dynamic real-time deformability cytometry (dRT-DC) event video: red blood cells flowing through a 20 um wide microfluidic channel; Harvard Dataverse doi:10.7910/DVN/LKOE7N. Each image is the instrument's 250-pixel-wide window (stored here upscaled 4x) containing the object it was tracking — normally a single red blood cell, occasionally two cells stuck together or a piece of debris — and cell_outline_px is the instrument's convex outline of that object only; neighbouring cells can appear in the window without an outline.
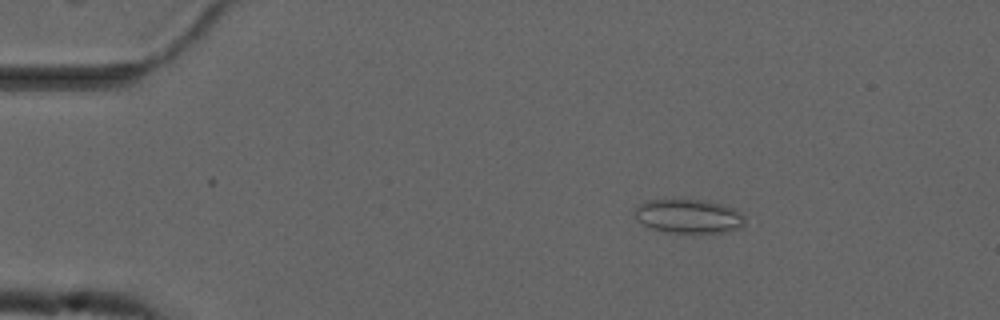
{"species": "common noctule bat (a hibernating species)", "species_latin": "Nyctalus noctula", "temperature_condition": "cold", "stored_images_in_passage": 55, "camera_frame_rate_fps": 3000, "um_per_image_px": 0.085, "animal": {"sex": "male", "forearm_length_mm": 52.5}, "frame": {"image": 1, "passage_image": 9, "time_ms": 2.667, "image_size_px": [1000, 320], "cell_outline_px": [[748, 216], [744, 224], [740, 228], [728, 232], [668, 232], [652, 228], [640, 224], [632, 212], [644, 200], [700, 200], [724, 204], [736, 208]], "centroid_in_image_um": [58.58, 18.37], "position_along_channel_um": 26.4, "area_um2": 22.14}}
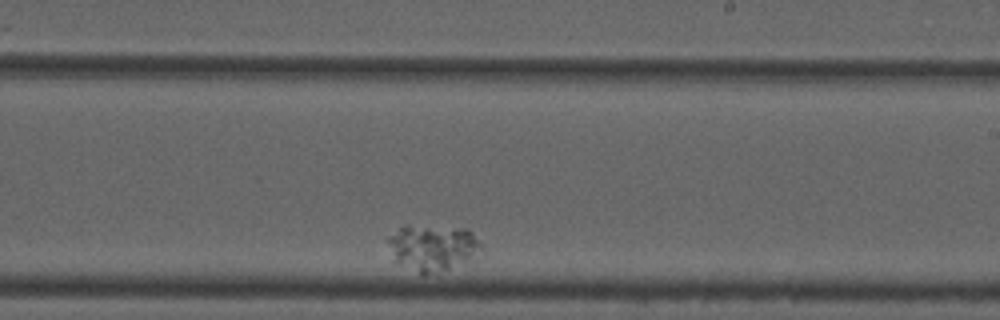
{"frame": {"image": 2, "passage_image": 36, "time_ms": 11.667, "image_size_px": [1000, 320], "cell_outline_px": [[484, 248], [476, 260], [448, 268], [428, 272], [420, 272], [392, 264], [388, 240], [388, 236], [400, 228], [464, 228], [472, 232], [484, 244]], "centroid_in_image_um": [36.84, 21.09], "position_along_channel_um": 252.2, "area_um2": 24.85}}
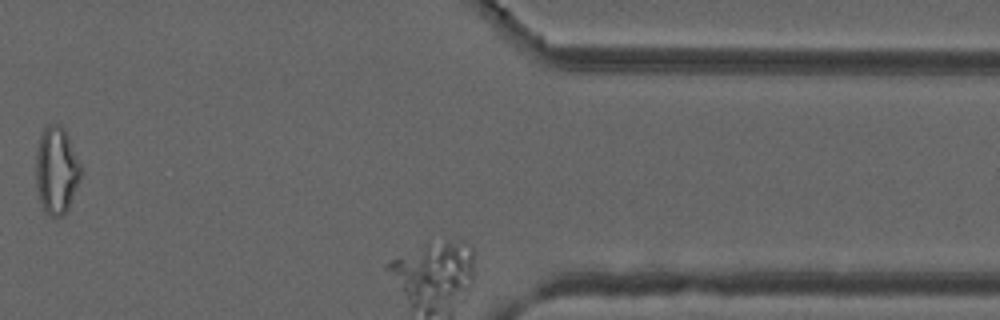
{"frame": {"image": 3, "passage_image": 49, "time_ms": 16.0, "image_size_px": [1000, 320], "cell_outline_px": [[80, 180], [68, 208], [64, 216], [56, 220], [44, 212], [40, 200], [36, 184], [36, 152], [40, 136], [44, 128], [48, 124], [60, 124], [64, 128], [68, 136], [80, 164]], "centroid_in_image_um": [4.79, 14.52], "position_along_channel_um": 406.6, "area_um2": 22.95}}